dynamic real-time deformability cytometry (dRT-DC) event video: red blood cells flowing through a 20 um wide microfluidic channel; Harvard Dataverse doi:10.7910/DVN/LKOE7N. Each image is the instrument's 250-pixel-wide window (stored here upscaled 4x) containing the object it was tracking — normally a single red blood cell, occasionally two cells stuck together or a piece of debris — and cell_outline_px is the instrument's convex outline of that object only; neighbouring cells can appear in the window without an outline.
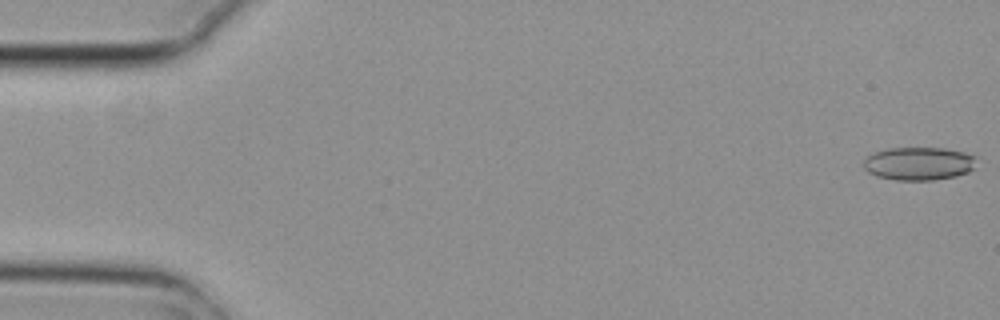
{"species": "common noctule bat (a hibernating species)", "species_latin": "Nyctalus noctula", "temperature_condition": "cold", "stored_images_in_passage": 5, "segment_of_instrument_passage": [2, 2], "camera_frame_rate_fps": 3000, "um_per_image_px": 0.085, "animal": {"sex": "female", "body_mass_g": 29.2, "forearm_length_mm": 56.3}, "frame": {"image": 1, "passage_image": 5, "time_ms": 1.333, "image_size_px": [1000, 320], "cell_outline_px": [[976, 168], [968, 172], [956, 176], [932, 180], [896, 180], [876, 176], [868, 172], [864, 168], [864, 160], [868, 156], [876, 152], [888, 148], [944, 148], [964, 152], [976, 156]], "centroid_in_image_um": [78.14, 13.91], "position_along_channel_um": 6.9, "area_um2": 21.91}}